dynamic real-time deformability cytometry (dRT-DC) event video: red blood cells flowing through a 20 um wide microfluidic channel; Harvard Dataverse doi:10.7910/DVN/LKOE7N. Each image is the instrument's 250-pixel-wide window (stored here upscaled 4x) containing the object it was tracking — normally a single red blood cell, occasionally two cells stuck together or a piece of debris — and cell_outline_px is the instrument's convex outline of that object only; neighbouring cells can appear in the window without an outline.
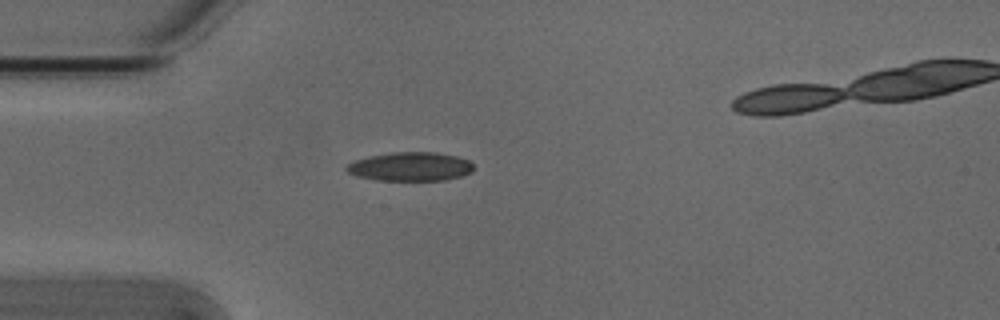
{"species": "Egyptian fruit bat (a non-hibernating species)", "species_latin": "Rousettus aegyptiacus", "temperature_condition": "cold", "stored_images_in_passage": 36, "camera_frame_rate_fps": 3000, "um_per_image_px": 0.085, "animal": {"sex": "male"}, "frame": {"image": 1, "passage_image": 1, "time_ms": 0.0, "image_size_px": [1000, 320], "cell_outline_px": [[472, 172], [460, 176], [444, 180], [376, 180], [356, 176], [348, 172], [344, 168], [348, 164], [356, 160], [368, 156], [392, 152], [436, 152], [456, 156], [468, 160], [472, 164]], "centroid_in_image_um": [34.86, 14.16], "position_along_channel_um": 50.1, "area_um2": 21.27}}
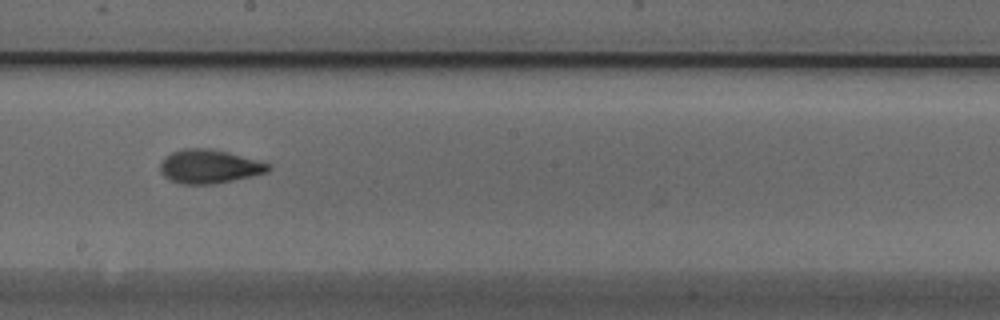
{"frame": {"image": 2, "passage_image": 16, "time_ms": 5.0, "image_size_px": [1000, 320], "cell_outline_px": [[272, 168], [268, 172], [252, 176], [212, 184], [180, 184], [164, 176], [160, 172], [160, 164], [164, 156], [180, 148], [212, 148], [228, 152], [256, 160], [268, 164]], "centroid_in_image_um": [17.75, 14.14], "position_along_channel_um": 230.5, "area_um2": 21.27}}
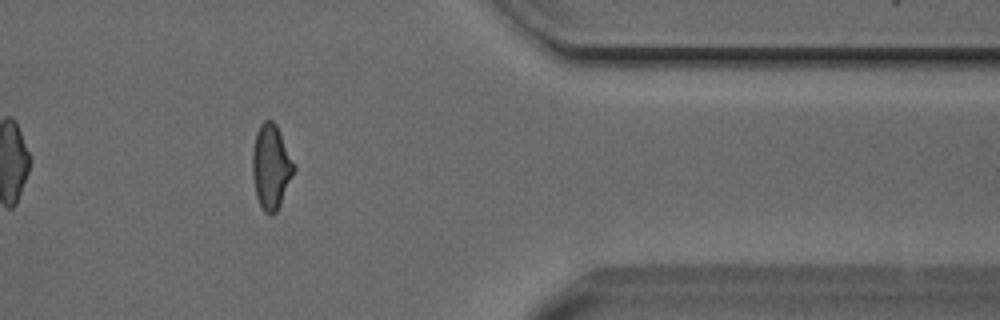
{"frame": {"image": 3, "passage_image": 30, "time_ms": 9.667, "image_size_px": [1000, 320], "cell_outline_px": [[296, 168], [280, 204], [276, 212], [272, 216], [264, 212], [256, 196], [252, 176], [252, 152], [256, 132], [260, 124], [264, 120], [272, 120], [276, 124], [296, 164]], "centroid_in_image_um": [23.04, 14.16], "position_along_channel_um": 388.4, "area_um2": 20.63}, "authors_computed_cell_mechanics": {"area_um2": 20.5479, "velocity_mm_per_s": 3.8244, "shape_relaxation_time_tau1_ms": 5.6221, "shape_relaxation_time_tau2_ms": 1.9637, "deformation_change_tau1": 0.1734, "deformation_change_tau2": 0.0749}}